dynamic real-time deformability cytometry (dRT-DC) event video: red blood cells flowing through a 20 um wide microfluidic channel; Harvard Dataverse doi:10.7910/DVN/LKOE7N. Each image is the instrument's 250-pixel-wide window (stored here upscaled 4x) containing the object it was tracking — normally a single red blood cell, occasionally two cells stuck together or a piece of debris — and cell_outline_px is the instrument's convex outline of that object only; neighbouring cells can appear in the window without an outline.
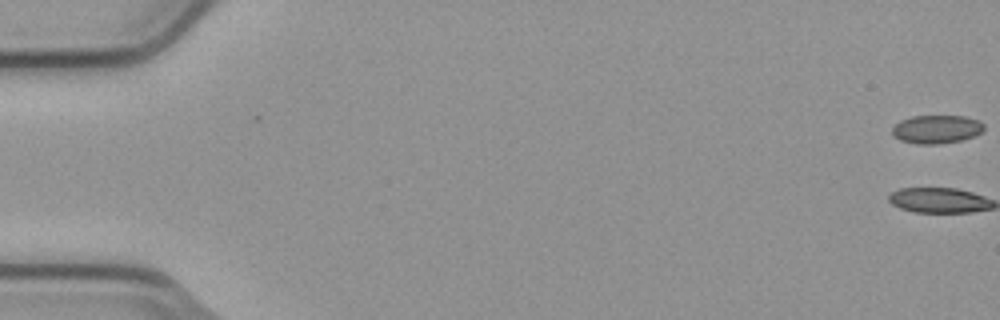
{"species": "common noctule bat (a hibernating species)", "species_latin": "Nyctalus noctula", "temperature_condition": "cold", "stored_images_in_passage": 7, "camera_frame_rate_fps": 3000, "um_per_image_px": 0.085, "animal": {"sex": "male", "body_mass_g": 23.1, "forearm_length_mm": 52.7}, "frame": {"image": 1, "passage_image": 1, "time_ms": 0.0, "image_size_px": [1000, 320], "cell_outline_px": [[984, 128], [976, 136], [960, 140], [936, 144], [916, 144], [900, 140], [892, 136], [892, 128], [900, 120], [912, 116], [964, 116], [980, 120], [984, 124]], "centroid_in_image_um": [79.6, 10.98], "position_along_channel_um": 5.4, "area_um2": 15.26}}
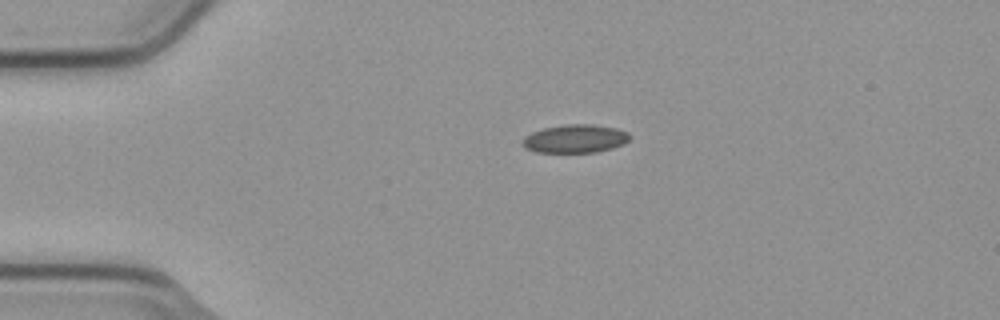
{"frame": {"image": 2, "passage_image": 7, "time_ms": 2.0, "image_size_px": [1000, 320], "cell_outline_px": [[632, 136], [624, 144], [612, 148], [596, 152], [536, 152], [524, 148], [520, 144], [520, 140], [524, 136], [532, 132], [544, 128], [564, 124], [592, 124], [616, 128], [628, 132]], "centroid_in_image_um": [48.86, 11.79], "position_along_channel_um": 36.1, "area_um2": 17.92}}